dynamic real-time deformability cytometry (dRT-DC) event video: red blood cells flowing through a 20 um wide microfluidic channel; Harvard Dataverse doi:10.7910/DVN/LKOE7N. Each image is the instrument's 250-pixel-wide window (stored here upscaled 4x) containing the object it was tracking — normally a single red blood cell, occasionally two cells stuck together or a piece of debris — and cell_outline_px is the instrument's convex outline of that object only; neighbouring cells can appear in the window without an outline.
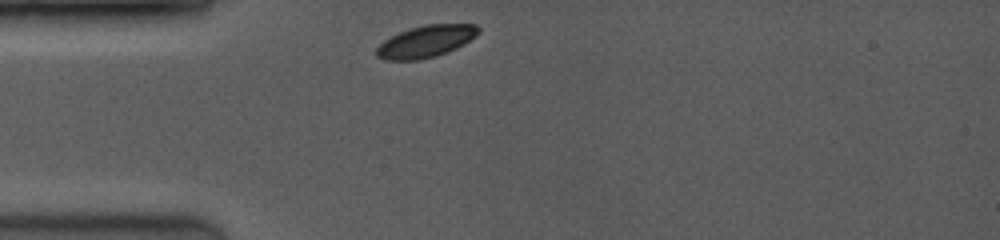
{"species": "common noctule bat (a hibernating species)", "species_latin": "Nyctalus noctula", "temperature_condition": "room temperature", "stored_images_in_passage": 13, "camera_frame_rate_fps": 3500, "um_per_image_px": 0.085, "animal": {"sex": "female", "body_mass_g": 19.0, "forearm_length_mm": 53.3}, "frame": {"image": 1, "passage_image": 1, "time_ms": 0.0, "image_size_px": [1000, 240], "cell_outline_px": [[480, 32], [476, 36], [456, 48], [436, 56], [420, 60], [384, 60], [376, 56], [376, 48], [384, 40], [400, 32], [424, 24], [476, 24], [480, 28]], "centroid_in_image_um": [36.2, 3.52], "position_along_channel_um": 48.8, "area_um2": 18.9}}
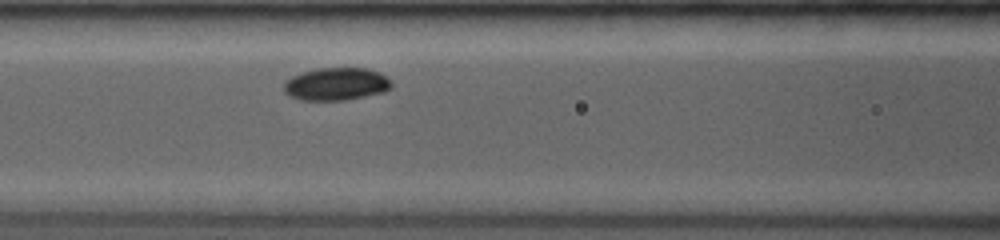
{"frame": {"image": 2, "passage_image": 8, "time_ms": 2.571, "image_size_px": [1000, 240], "cell_outline_px": [[392, 88], [384, 92], [344, 100], [300, 100], [288, 96], [284, 92], [284, 84], [292, 76], [300, 72], [316, 68], [368, 68], [380, 72], [388, 76], [392, 80]], "centroid_in_image_um": [28.61, 7.13], "position_along_channel_um": 138.0, "area_um2": 20.81}}
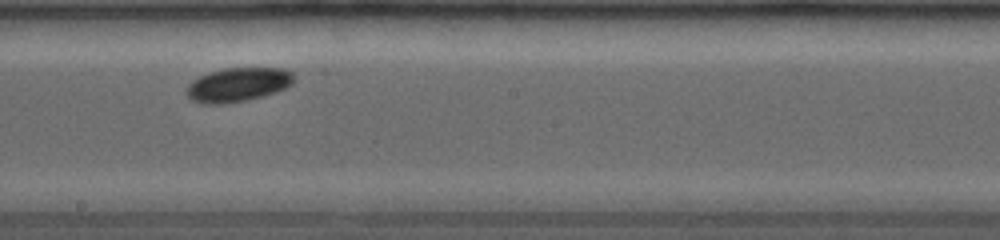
{"frame": {"image": 3, "passage_image": 12, "time_ms": 4.857, "image_size_px": [1000, 240], "cell_outline_px": [[296, 80], [292, 84], [276, 92], [244, 100], [224, 104], [200, 104], [192, 100], [184, 92], [184, 88], [192, 80], [208, 72], [224, 68], [288, 68], [296, 76]], "centroid_in_image_um": [20.21, 7.18], "position_along_channel_um": 228.0, "area_um2": 21.62}}